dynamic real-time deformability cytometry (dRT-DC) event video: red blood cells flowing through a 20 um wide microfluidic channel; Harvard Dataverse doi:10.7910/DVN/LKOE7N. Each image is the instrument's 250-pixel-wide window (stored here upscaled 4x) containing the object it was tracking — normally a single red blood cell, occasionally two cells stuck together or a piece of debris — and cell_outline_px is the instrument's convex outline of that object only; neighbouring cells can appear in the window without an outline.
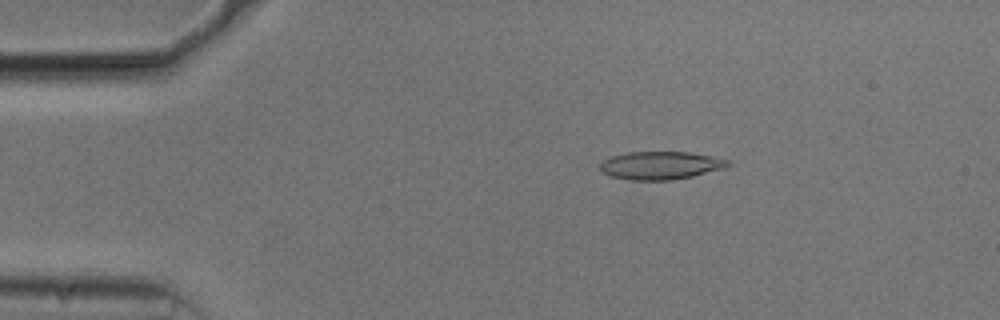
{"species": "common noctule bat (a hibernating species)", "species_latin": "Nyctalus noctula", "temperature_condition": "cold", "stored_images_in_passage": 53, "camera_frame_rate_fps": 3000, "um_per_image_px": 0.085, "animal": {"sex": "male", "body_mass_g": 20.5, "forearm_length_mm": 52.5}, "frame": {"image": 1, "passage_image": 9, "time_ms": 2.667, "image_size_px": [1000, 320], "cell_outline_px": [[732, 164], [724, 168], [692, 176], [672, 180], [632, 180], [612, 176], [600, 172], [600, 164], [604, 160], [612, 156], [628, 152], [688, 152], [728, 160]], "centroid_in_image_um": [56.12, 14.06], "position_along_channel_um": 28.9, "area_um2": 20.63}}
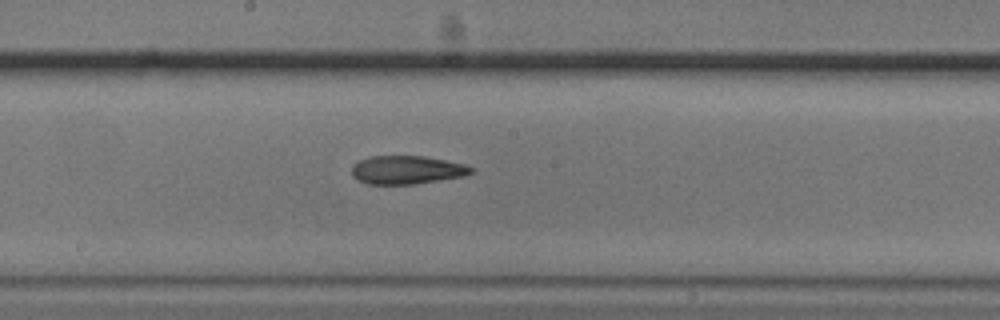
{"frame": {"image": 2, "passage_image": 28, "time_ms": 9.0, "image_size_px": [1000, 320], "cell_outline_px": [[476, 168], [472, 172], [464, 176], [416, 184], [368, 184], [356, 180], [352, 176], [352, 168], [360, 160], [372, 156], [424, 156], [464, 164]], "centroid_in_image_um": [34.59, 14.45], "position_along_channel_um": 213.6, "area_um2": 19.71}}
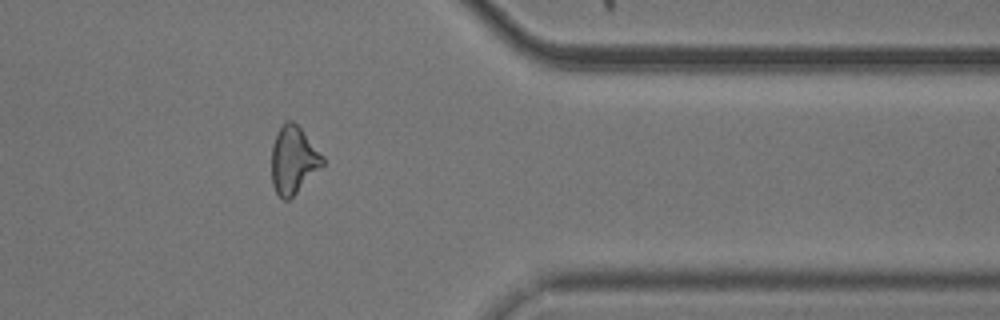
{"frame": {"image": 3, "passage_image": 43, "time_ms": 14.0, "image_size_px": [1000, 320], "cell_outline_px": [[324, 164], [288, 200], [284, 200], [276, 192], [272, 184], [272, 144], [280, 128], [288, 120], [292, 120], [304, 132], [324, 156]], "centroid_in_image_um": [24.94, 13.59], "position_along_channel_um": 386.5, "area_um2": 19.65}, "authors_computed_cell_mechanics": {"area_um2": 20.3456, "velocity_mm_per_s": 3.7489, "shape_relaxation_time_tau1_ms": 7.3064, "shape_relaxation_time_tau2_ms": 2.9419, "deformation_change_tau1": 0.1914, "deformation_change_tau2": 0.1191}}